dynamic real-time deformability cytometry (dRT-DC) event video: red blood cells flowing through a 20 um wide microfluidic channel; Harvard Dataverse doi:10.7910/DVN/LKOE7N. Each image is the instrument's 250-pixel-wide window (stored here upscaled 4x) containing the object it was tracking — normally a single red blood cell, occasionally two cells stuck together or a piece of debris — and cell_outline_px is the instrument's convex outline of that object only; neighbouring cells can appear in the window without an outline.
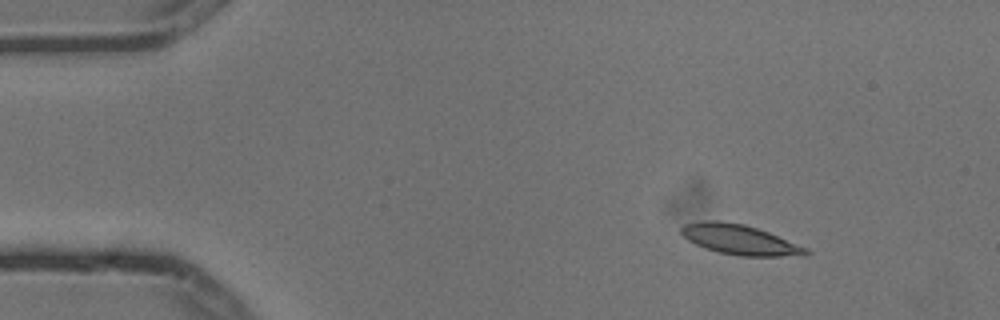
{"species": "common noctule bat (a hibernating species)", "species_latin": "Nyctalus noctula", "temperature_condition": "cold", "stored_images_in_passage": 3, "camera_frame_rate_fps": 3000, "um_per_image_px": 0.085, "animal": {"sex": "male", "body_mass_g": 13.3}, "frame": {"image": 1, "passage_image": 1, "time_ms": 0.0, "image_size_px": [1000, 320], "cell_outline_px": [[812, 252], [808, 256], [740, 256], [716, 252], [704, 248], [688, 240], [680, 232], [680, 228], [684, 224], [700, 220], [720, 220], [744, 224], [768, 232], [808, 248]], "centroid_in_image_um": [62.88, 20.37], "position_along_channel_um": 22.1, "area_um2": 22.08}}